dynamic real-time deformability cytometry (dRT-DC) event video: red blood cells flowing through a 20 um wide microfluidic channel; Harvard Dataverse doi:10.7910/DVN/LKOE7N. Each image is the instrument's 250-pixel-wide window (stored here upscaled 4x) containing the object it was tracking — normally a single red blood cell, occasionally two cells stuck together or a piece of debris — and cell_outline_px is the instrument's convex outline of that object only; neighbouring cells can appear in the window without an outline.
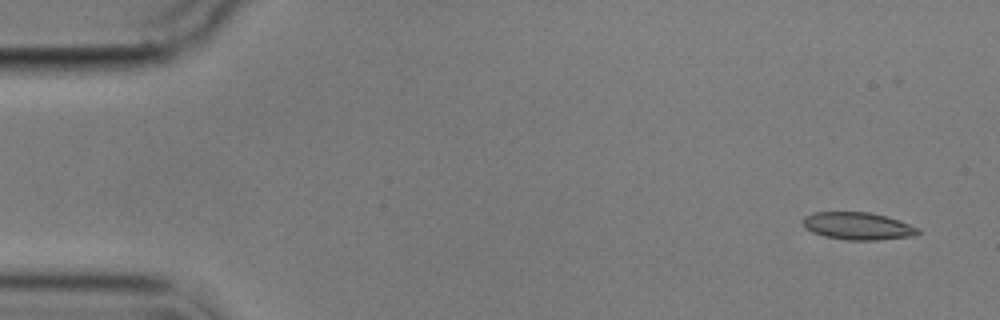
{"species": "common noctule bat (a hibernating species)", "species_latin": "Nyctalus noctula", "temperature_condition": "cold", "stored_images_in_passage": 6, "camera_frame_rate_fps": 3000, "um_per_image_px": 0.085, "animal": {"sex": "male", "body_mass_g": 17.9}, "frame": {"image": 1, "passage_image": 1, "time_ms": 0.0, "image_size_px": [1000, 320], "cell_outline_px": [[920, 232], [916, 236], [876, 240], [848, 240], [824, 236], [812, 232], [804, 228], [800, 220], [804, 216], [816, 212], [868, 212], [884, 216], [920, 228]], "centroid_in_image_um": [72.87, 19.22], "position_along_channel_um": 12.1, "area_um2": 18.44}}
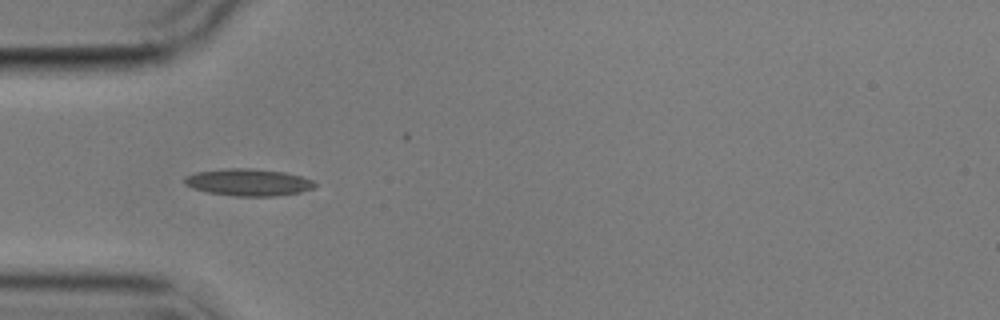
{"frame": {"image": 2, "passage_image": 5, "time_ms": 4.667, "image_size_px": [1000, 320], "cell_outline_px": [[316, 188], [300, 192], [276, 196], [232, 196], [208, 192], [192, 188], [184, 184], [184, 176], [196, 172], [228, 168], [252, 168], [284, 172], [300, 176], [312, 180], [316, 184]], "centroid_in_image_um": [21.1, 15.5], "position_along_channel_um": 63.9, "area_um2": 20.63}}
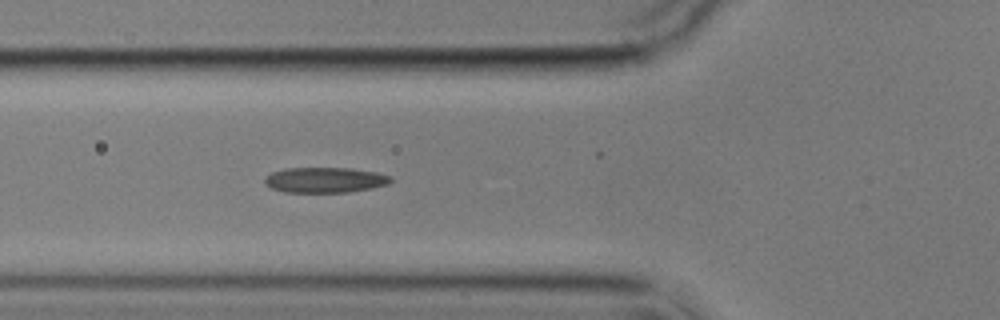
{"frame": {"image": 3, "passage_image": 6, "time_ms": 5.667, "image_size_px": [1000, 320], "cell_outline_px": [[392, 180], [388, 184], [372, 188], [348, 192], [284, 192], [272, 188], [264, 184], [264, 176], [272, 172], [288, 168], [352, 168], [376, 172], [392, 176]], "centroid_in_image_um": [27.62, 15.29], "position_along_channel_um": 98.2, "area_um2": 18.73}}